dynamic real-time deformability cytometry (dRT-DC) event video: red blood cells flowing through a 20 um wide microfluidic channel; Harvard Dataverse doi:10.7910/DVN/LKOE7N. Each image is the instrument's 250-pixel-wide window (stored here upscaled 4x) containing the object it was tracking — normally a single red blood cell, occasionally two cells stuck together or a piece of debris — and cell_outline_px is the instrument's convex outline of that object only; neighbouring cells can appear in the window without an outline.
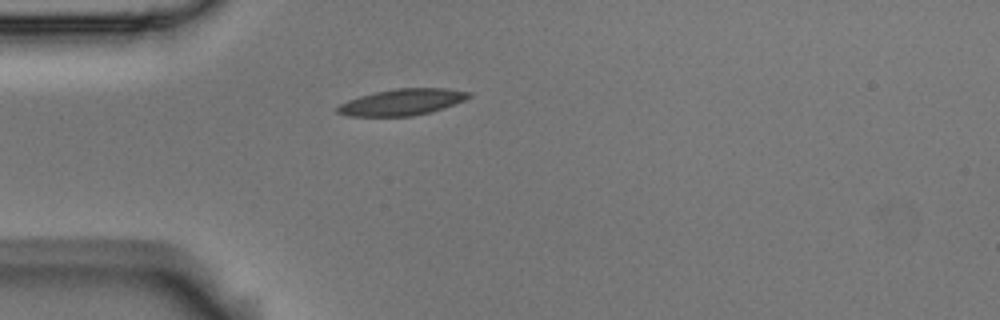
{"species": "Egyptian fruit bat (a non-hibernating species)", "species_latin": "Rousettus aegyptiacus", "temperature_condition": "room temperature", "stored_images_in_passage": 41, "camera_frame_rate_fps": 3000, "um_per_image_px": 0.085, "animal": {"sex": "male"}, "frame": {"image": 1, "passage_image": 1, "time_ms": 0.0, "image_size_px": [1000, 320], "cell_outline_px": [[472, 96], [464, 100], [444, 108], [432, 112], [412, 116], [348, 116], [336, 112], [336, 108], [340, 104], [348, 100], [360, 96], [376, 92], [396, 88], [448, 88], [472, 92]], "centroid_in_image_um": [34.21, 8.68], "position_along_channel_um": 50.8, "area_um2": 20.23}}
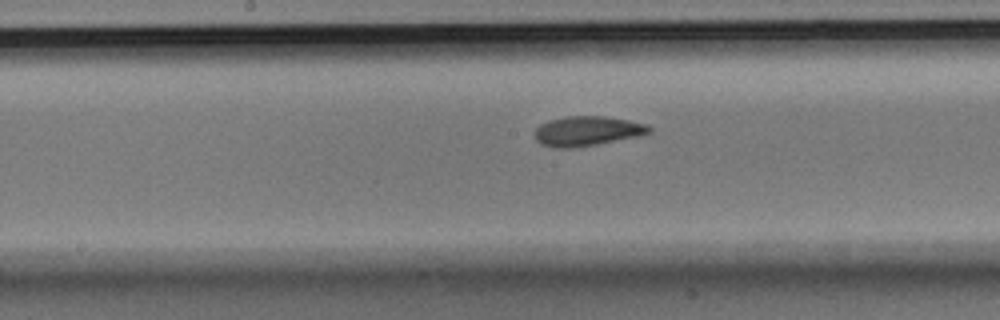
{"frame": {"image": 2, "passage_image": 14, "time_ms": 4.333, "image_size_px": [1000, 320], "cell_outline_px": [[652, 132], [636, 136], [596, 144], [572, 148], [552, 148], [540, 144], [536, 140], [536, 128], [540, 124], [548, 120], [564, 116], [604, 116], [628, 120], [648, 124], [652, 128]], "centroid_in_image_um": [49.89, 11.13], "position_along_channel_um": 198.3, "area_um2": 19.83}}
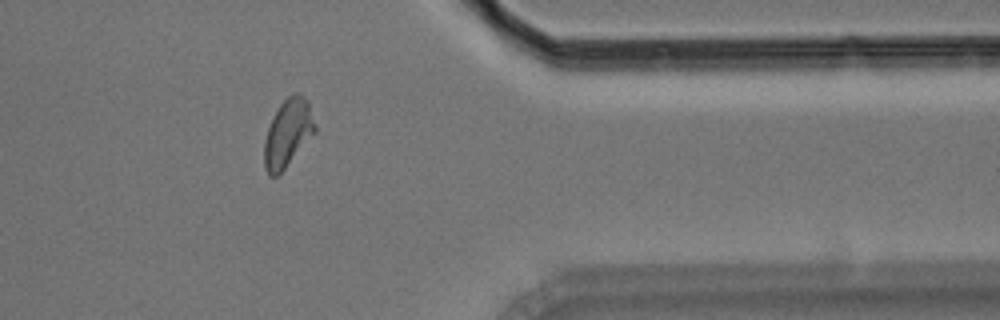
{"frame": {"image": 3, "passage_image": 31, "time_ms": 10.0, "image_size_px": [1000, 320], "cell_outline_px": [[316, 132], [284, 168], [276, 176], [268, 176], [264, 168], [264, 140], [268, 128], [280, 104], [292, 92], [296, 92], [304, 96], [308, 100], [316, 124]], "centroid_in_image_um": [24.48, 11.29], "position_along_channel_um": 386.9, "area_um2": 19.94}, "authors_computed_cell_mechanics": {"area_um2": 19.652, "velocity_mm_per_s": 3.6098, "shape_relaxation_time_tau1_ms": 4.5385, "shape_relaxation_time_tau2_ms": 1.3739, "deformation_change_tau1": 0.1454, "deformation_change_tau2": 0.0742}}